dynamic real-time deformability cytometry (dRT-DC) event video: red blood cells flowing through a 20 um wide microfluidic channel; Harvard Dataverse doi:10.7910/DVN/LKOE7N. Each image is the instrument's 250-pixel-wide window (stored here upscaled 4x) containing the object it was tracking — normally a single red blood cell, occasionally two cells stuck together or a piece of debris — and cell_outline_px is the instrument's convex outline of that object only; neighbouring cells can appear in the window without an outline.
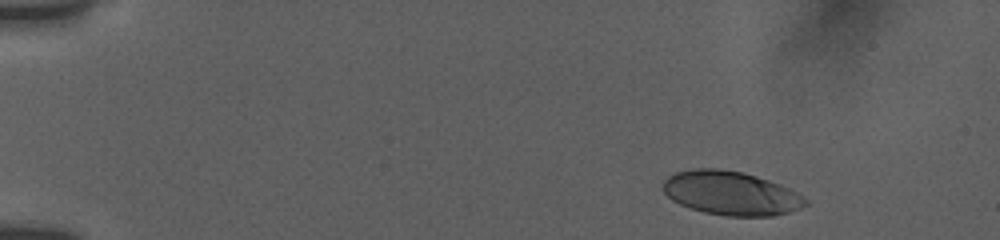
{"species": "human", "species_latin": "Homo sapiens", "temperature_condition": "room temperature", "stored_images_in_passage": 16, "camera_frame_rate_fps": 3000, "um_per_image_px": 0.085, "donor": {"sex": "female"}, "frame": {"image": 1, "passage_image": 3, "time_ms": 1.0, "image_size_px": [1000, 240], "cell_outline_px": [[808, 204], [800, 208], [788, 212], [772, 216], [724, 216], [704, 212], [680, 204], [672, 200], [664, 192], [664, 180], [668, 176], [676, 172], [692, 168], [720, 168], [744, 172], [780, 184], [804, 196], [808, 200]], "centroid_in_image_um": [62.14, 16.41], "position_along_channel_um": 22.9, "area_um2": 36.47}}
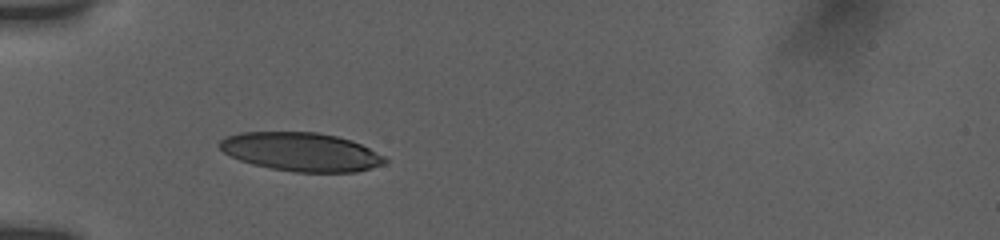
{"frame": {"image": 2, "passage_image": 13, "time_ms": 4.667, "image_size_px": [1000, 240], "cell_outline_px": [[388, 160], [384, 164], [372, 168], [356, 172], [296, 172], [272, 168], [252, 164], [240, 160], [224, 152], [216, 144], [224, 136], [240, 132], [316, 132], [336, 136], [352, 140], [384, 156]], "centroid_in_image_um": [25.57, 12.9], "position_along_channel_um": 59.4, "area_um2": 37.22}}
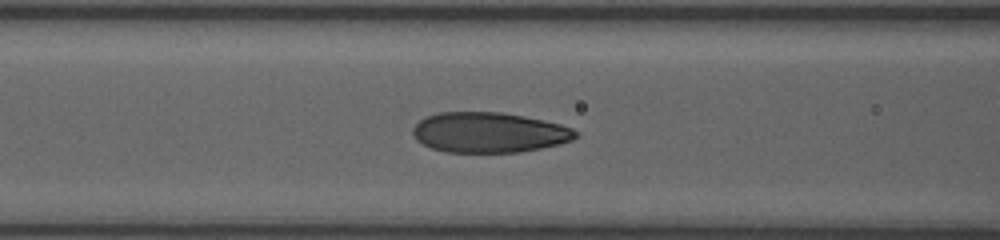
{"frame": {"image": 3, "passage_image": 16, "time_ms": 6.667, "image_size_px": [1000, 240], "cell_outline_px": [[580, 136], [572, 140], [560, 144], [520, 152], [444, 152], [432, 148], [416, 140], [412, 132], [412, 128], [424, 116], [436, 112], [500, 112], [524, 116], [560, 124], [572, 128], [580, 132]], "centroid_in_image_um": [41.57, 11.25], "position_along_channel_um": 125.0, "area_um2": 38.44}}